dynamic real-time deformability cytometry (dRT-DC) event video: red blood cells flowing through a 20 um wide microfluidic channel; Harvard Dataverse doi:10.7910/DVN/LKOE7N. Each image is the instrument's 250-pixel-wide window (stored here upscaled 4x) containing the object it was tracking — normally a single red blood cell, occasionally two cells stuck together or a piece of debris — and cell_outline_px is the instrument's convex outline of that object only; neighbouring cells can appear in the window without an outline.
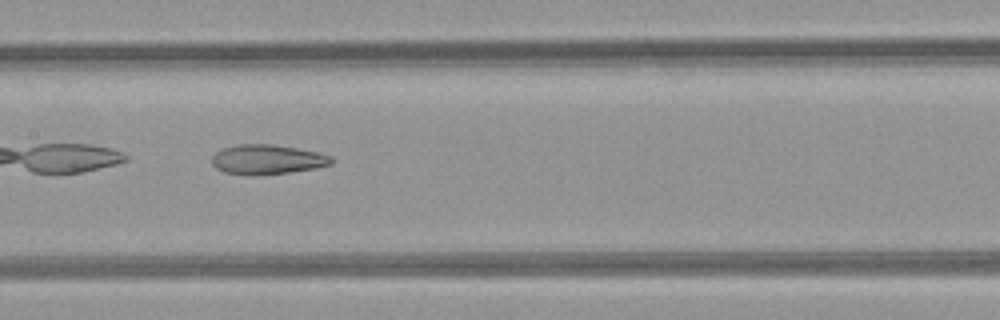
{"species": "common noctule bat (a hibernating species)", "species_latin": "Nyctalus noctula", "temperature_condition": "room temperature", "stored_images_in_passage": 33, "camera_frame_rate_fps": 3000, "um_per_image_px": 0.085, "animal": {"sex": "female", "body_mass_g": 21.9}, "frame": {"image": 1, "passage_image": 10, "time_ms": 3.0, "image_size_px": [1000, 320], "cell_outline_px": [[336, 160], [332, 164], [316, 168], [288, 172], [256, 176], [248, 176], [224, 172], [216, 168], [212, 164], [212, 156], [216, 152], [224, 148], [240, 144], [272, 144], [296, 148], [316, 152], [332, 156]], "centroid_in_image_um": [22.72, 13.57], "position_along_channel_um": 184.7, "area_um2": 20.81}, "authors_computed_cell_mechanics": {"area_um2": 22.1952, "velocity_mm_per_s": 4.1296, "shape_relaxation_time_tau1_ms": null, "shape_relaxation_time_tau2_ms": 2.5368, "deformation_change_tau1": null, "deformation_change_tau2": 0.1156}}